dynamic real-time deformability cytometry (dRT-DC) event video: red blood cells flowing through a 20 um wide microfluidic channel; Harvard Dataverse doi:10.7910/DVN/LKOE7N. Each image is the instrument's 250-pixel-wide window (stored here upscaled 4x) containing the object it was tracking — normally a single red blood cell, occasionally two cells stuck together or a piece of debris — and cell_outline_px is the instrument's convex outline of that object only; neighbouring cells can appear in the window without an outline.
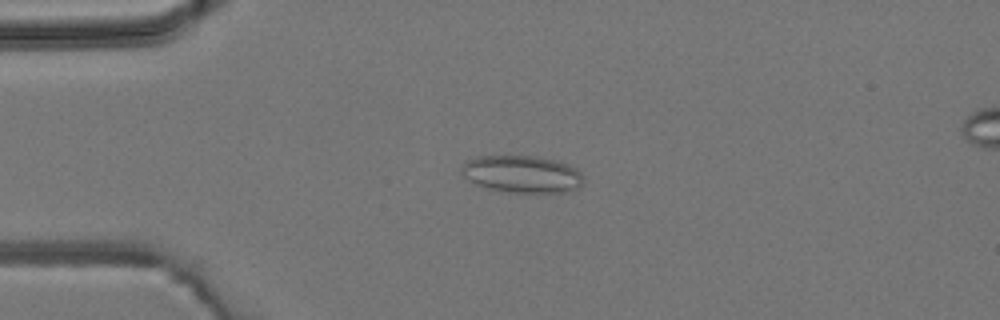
{"species": "common noctule bat (a hibernating species)", "species_latin": "Nyctalus noctula", "temperature_condition": "room temperature", "stored_images_in_passage": 4, "camera_frame_rate_fps": 3000, "um_per_image_px": 0.085, "animal": {"sex": "male", "body_mass_g": 19.2, "forearm_length_mm": 51.8}, "frame": {"image": 1, "passage_image": 2, "time_ms": 1.0, "image_size_px": [1000, 320], "cell_outline_px": [[580, 184], [576, 188], [568, 192], [508, 192], [488, 188], [476, 184], [464, 176], [460, 172], [460, 168], [468, 160], [480, 156], [536, 156], [556, 160], [568, 164], [576, 168], [580, 172]], "centroid_in_image_um": [44.34, 14.79], "position_along_channel_um": 40.7, "area_um2": 26.13}}